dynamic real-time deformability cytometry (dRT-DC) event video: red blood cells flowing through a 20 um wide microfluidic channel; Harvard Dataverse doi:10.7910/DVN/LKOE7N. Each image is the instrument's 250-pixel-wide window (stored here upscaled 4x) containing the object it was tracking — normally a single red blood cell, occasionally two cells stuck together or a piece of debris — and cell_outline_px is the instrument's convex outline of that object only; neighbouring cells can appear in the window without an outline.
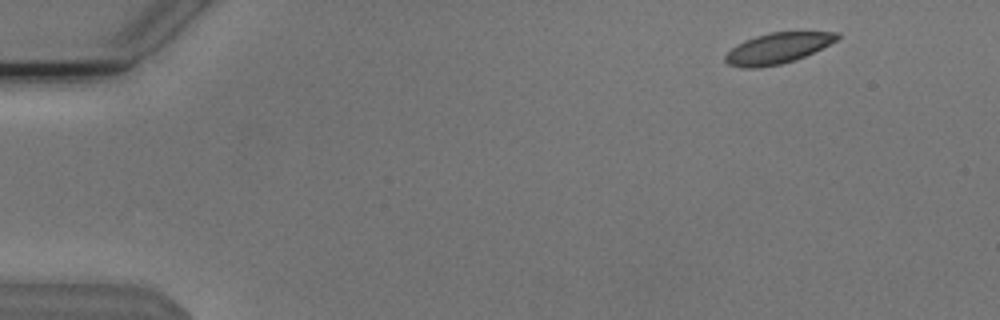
{"species": "Egyptian fruit bat (a non-hibernating species)", "species_latin": "Rousettus aegyptiacus", "temperature_condition": "cold", "stored_images_in_passage": 4, "camera_frame_rate_fps": 3000, "um_per_image_px": 0.085, "animal": {"sex": "male"}, "frame": {"image": 1, "passage_image": 1, "time_ms": 0.0, "image_size_px": [1000, 320], "cell_outline_px": [[840, 36], [836, 40], [796, 60], [780, 64], [756, 68], [744, 68], [728, 64], [724, 60], [724, 56], [736, 44], [744, 40], [756, 36], [772, 32], [840, 32]], "centroid_in_image_um": [66.05, 4.1], "position_along_channel_um": 18.9, "area_um2": 19.77}}